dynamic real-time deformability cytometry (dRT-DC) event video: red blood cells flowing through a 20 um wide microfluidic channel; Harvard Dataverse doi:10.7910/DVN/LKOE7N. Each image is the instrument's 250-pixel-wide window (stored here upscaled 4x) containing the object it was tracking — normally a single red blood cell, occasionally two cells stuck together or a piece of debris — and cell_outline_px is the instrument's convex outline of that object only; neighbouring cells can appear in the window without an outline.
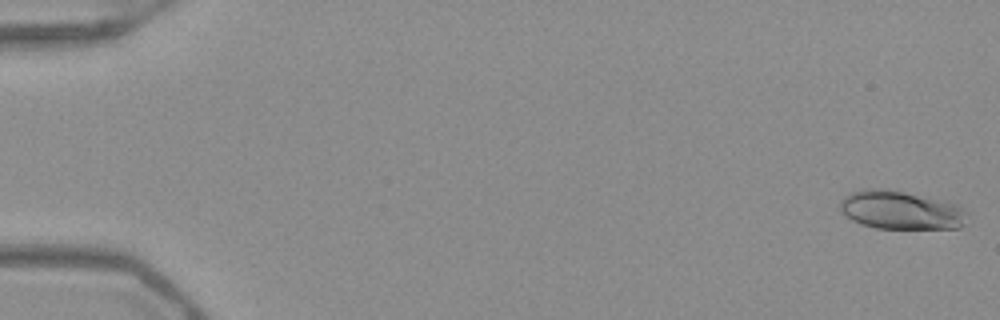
{"species": "Egyptian fruit bat (a non-hibernating species)", "species_latin": "Rousettus aegyptiacus", "temperature_condition": "warm", "stored_images_in_passage": 52, "camera_frame_rate_fps": 3000, "um_per_image_px": 0.085, "frame": {"image": 1, "passage_image": 1, "time_ms": 0.0, "image_size_px": [1000, 320], "cell_outline_px": [[968, 212], [960, 228], [876, 228], [860, 224], [852, 220], [840, 208], [840, 200], [844, 196], [860, 188], [888, 188], [944, 200], [956, 204], [964, 208]], "centroid_in_image_um": [76.56, 17.83], "position_along_channel_um": 8.4, "area_um2": 28.67}}
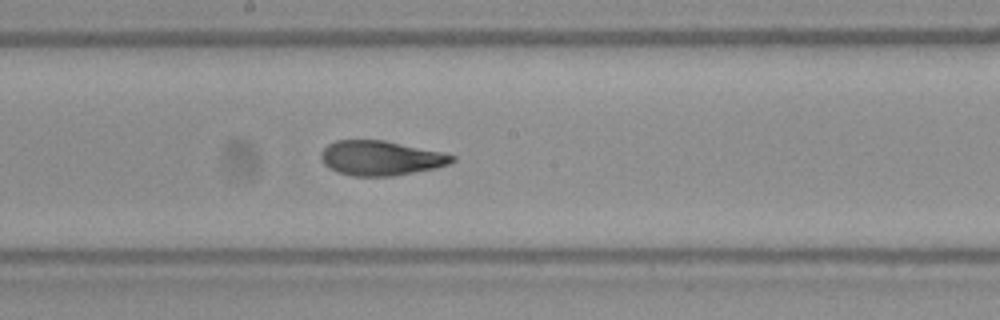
{"frame": {"image": 2, "passage_image": 29, "time_ms": 9.333, "image_size_px": [1000, 320], "cell_outline_px": [[456, 160], [448, 164], [436, 168], [392, 176], [352, 176], [336, 172], [328, 168], [320, 160], [320, 152], [328, 144], [336, 140], [384, 140], [444, 152], [456, 156]], "centroid_in_image_um": [32.35, 13.43], "position_along_channel_um": 215.9, "area_um2": 26.76}}
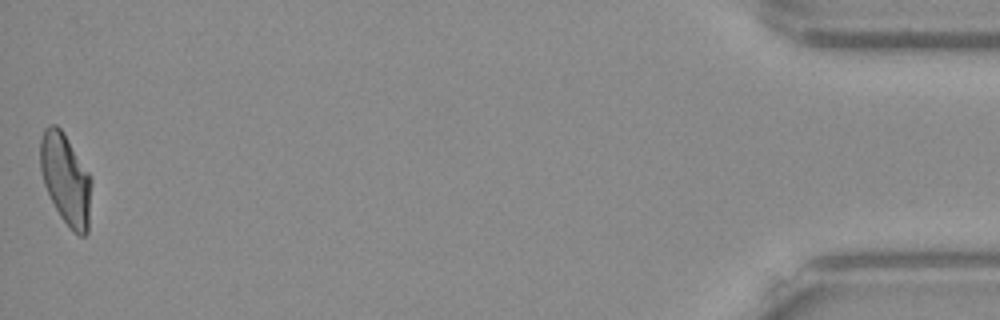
{"frame": {"image": 3, "passage_image": 52, "time_ms": 17.0, "image_size_px": [1000, 320], "cell_outline_px": [[92, 180], [88, 232], [84, 236], [80, 236], [72, 232], [60, 216], [44, 184], [40, 168], [40, 140], [44, 128], [48, 124], [56, 124], [60, 128], [92, 176]], "centroid_in_image_um": [5.6, 15.24], "position_along_channel_um": 429.6, "area_um2": 27.22}, "authors_computed_cell_mechanics": {"area_um2": 27.0215, "velocity_mm_per_s": 3.9538, "shape_relaxation_time_tau1_ms": null, "shape_relaxation_time_tau2_ms": 1.2999, "deformation_change_tau1": null, "deformation_change_tau2": 0.0802}}